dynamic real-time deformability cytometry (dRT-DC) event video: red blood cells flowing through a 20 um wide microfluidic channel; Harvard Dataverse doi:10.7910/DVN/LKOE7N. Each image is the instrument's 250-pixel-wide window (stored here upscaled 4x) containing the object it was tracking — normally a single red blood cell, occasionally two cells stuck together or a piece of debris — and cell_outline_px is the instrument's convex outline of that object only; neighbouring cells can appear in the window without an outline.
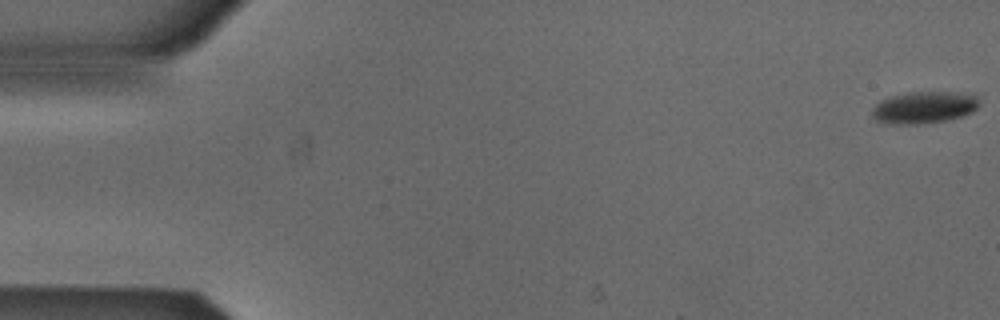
{"species": "Egyptian fruit bat (a non-hibernating species)", "species_latin": "Rousettus aegyptiacus", "temperature_condition": "cold", "stored_images_in_passage": 54, "camera_frame_rate_fps": 3000, "um_per_image_px": 0.085, "animal": {"sex": "male"}, "frame": {"image": 1, "passage_image": 1, "time_ms": 0.0, "image_size_px": [1000, 320], "cell_outline_px": [[980, 104], [972, 112], [964, 116], [948, 120], [920, 124], [888, 124], [876, 120], [872, 116], [872, 108], [880, 100], [892, 96], [908, 92], [948, 92], [976, 96]], "centroid_in_image_um": [78.51, 9.15], "position_along_channel_um": 6.5, "area_um2": 19.94}}
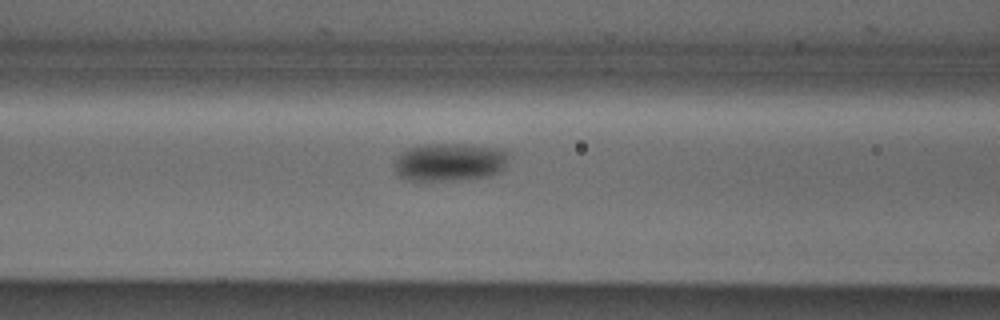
{"frame": {"image": 2, "passage_image": 22, "time_ms": 7.0, "image_size_px": [1000, 320], "cell_outline_px": [[512, 152], [504, 168], [500, 172], [492, 176], [472, 180], [420, 184], [404, 180], [396, 172], [396, 160], [400, 152], [408, 148], [428, 144], [464, 144], [496, 148]], "centroid_in_image_um": [38.24, 13.85], "position_along_channel_um": 128.4, "area_um2": 26.7}}
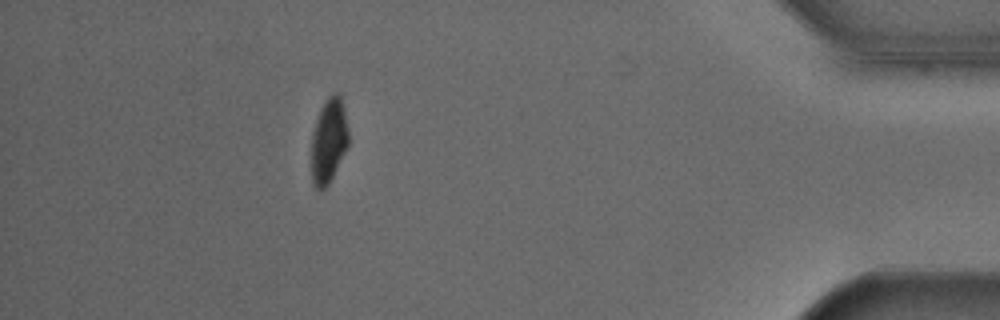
{"frame": {"image": 3, "passage_image": 48, "time_ms": 15.667, "image_size_px": [1000, 320], "cell_outline_px": [[348, 144], [328, 184], [324, 188], [316, 188], [312, 184], [312, 132], [320, 108], [324, 100], [332, 92], [336, 92], [340, 96], [344, 108], [348, 128]], "centroid_in_image_um": [27.93, 11.89], "position_along_channel_um": 407.3, "area_um2": 18.09}, "authors_computed_cell_mechanics": {"area_um2": 21.7906, "velocity_mm_per_s": 3.8661, "shape_relaxation_time_tau1_ms": 2.6238, "shape_relaxation_time_tau2_ms": null, "deformation_change_tau1": 0.0786, "deformation_change_tau2": null}}